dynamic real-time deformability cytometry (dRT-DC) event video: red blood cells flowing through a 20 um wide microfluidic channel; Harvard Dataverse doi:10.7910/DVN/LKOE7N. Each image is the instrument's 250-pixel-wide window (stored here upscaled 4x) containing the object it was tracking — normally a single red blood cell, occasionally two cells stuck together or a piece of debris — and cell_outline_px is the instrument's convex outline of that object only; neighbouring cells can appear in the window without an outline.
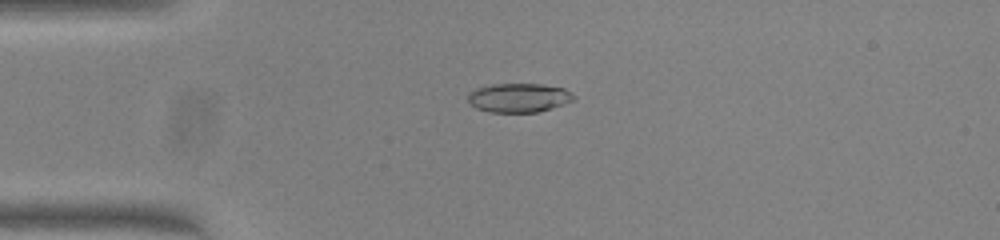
{"species": "common noctule bat (a hibernating species)", "species_latin": "Nyctalus noctula", "temperature_condition": "warm", "stored_images_in_passage": 50, "camera_frame_rate_fps": 3000, "um_per_image_px": 0.085, "animal": {"sex": "female", "body_mass_g": 23.0, "forearm_length_mm": 53.4}, "frame": {"image": 1, "passage_image": 12, "time_ms": 3.667, "image_size_px": [1000, 240], "cell_outline_px": [[576, 100], [536, 112], [488, 112], [476, 108], [468, 100], [468, 92], [476, 88], [492, 84], [540, 84], [564, 88], [572, 92], [576, 96]], "centroid_in_image_um": [44.1, 8.3], "position_along_channel_um": 40.9, "area_um2": 17.92}}
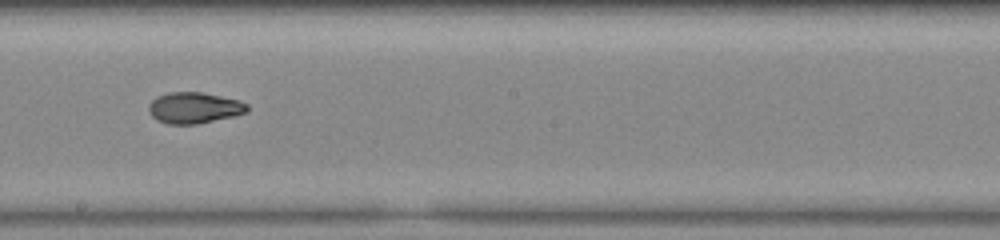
{"frame": {"image": 2, "passage_image": 28, "time_ms": 9.0, "image_size_px": [1000, 240], "cell_outline_px": [[248, 112], [232, 116], [196, 124], [168, 124], [156, 120], [148, 112], [148, 104], [156, 96], [168, 92], [200, 92], [240, 100], [248, 104]], "centroid_in_image_um": [16.47, 9.16], "position_along_channel_um": 231.7, "area_um2": 17.92}}
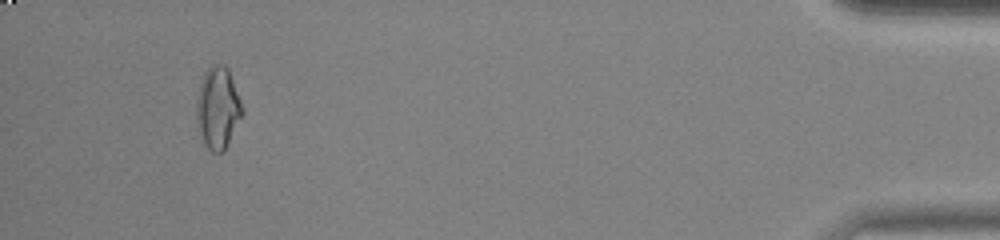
{"frame": {"image": 3, "passage_image": 47, "time_ms": 15.333, "image_size_px": [1000, 240], "cell_outline_px": [[244, 112], [224, 148], [220, 152], [212, 152], [204, 144], [196, 120], [196, 100], [200, 80], [204, 72], [212, 64], [224, 64], [228, 68], [244, 108]], "centroid_in_image_um": [18.5, 9.11], "position_along_channel_um": 416.7, "area_um2": 21.73}, "authors_computed_cell_mechanics": {"area_um2": 18.2648, "velocity_mm_per_s": 4.0717, "shape_relaxation_time_tau1_ms": null, "shape_relaxation_time_tau2_ms": 1.419, "deformation_change_tau1": null, "deformation_change_tau2": 0.0597}}